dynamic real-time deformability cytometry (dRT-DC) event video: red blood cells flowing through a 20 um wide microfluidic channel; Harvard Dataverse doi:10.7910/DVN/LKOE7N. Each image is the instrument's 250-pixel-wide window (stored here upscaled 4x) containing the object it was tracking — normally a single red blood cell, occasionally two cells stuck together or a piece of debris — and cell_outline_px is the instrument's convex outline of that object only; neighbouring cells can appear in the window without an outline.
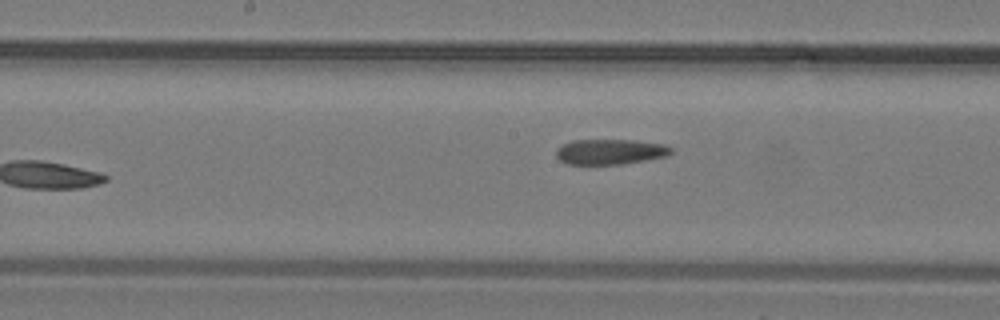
{"species": "common noctule bat (a hibernating species)", "species_latin": "Nyctalus noctula", "temperature_condition": "warm", "stored_images_in_passage": 14, "camera_frame_rate_fps": 3000, "um_per_image_px": 0.085, "animal": {"sex": "male", "body_mass_g": 19.2, "forearm_length_mm": 51.8}, "frame": {"image": 1, "passage_image": 14, "time_ms": 4.333, "image_size_px": [1000, 320], "cell_outline_px": [[672, 152], [664, 156], [644, 160], [620, 164], [568, 164], [560, 160], [556, 156], [556, 148], [572, 140], [636, 140], [664, 144], [672, 148]], "centroid_in_image_um": [51.84, 12.89], "position_along_channel_um": 196.4, "area_um2": 16.82}}